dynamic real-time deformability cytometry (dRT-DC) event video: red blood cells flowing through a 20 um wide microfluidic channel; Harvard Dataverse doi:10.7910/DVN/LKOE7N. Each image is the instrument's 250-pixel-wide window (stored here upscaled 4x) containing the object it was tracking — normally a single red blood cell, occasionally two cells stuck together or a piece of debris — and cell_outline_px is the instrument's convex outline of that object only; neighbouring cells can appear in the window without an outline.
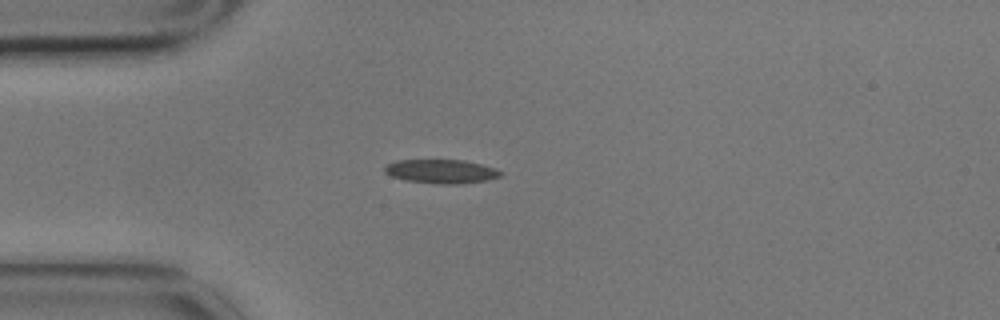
{"species": "common noctule bat (a hibernating species)", "species_latin": "Nyctalus noctula", "temperature_condition": "cold", "stored_images_in_passage": 6, "camera_frame_rate_fps": 3000, "um_per_image_px": 0.085, "animal": {"sex": "male", "body_mass_g": 17.9}, "frame": {"image": 1, "passage_image": 4, "time_ms": 1.0, "image_size_px": [1000, 320], "cell_outline_px": [[504, 172], [500, 176], [488, 180], [460, 184], [440, 184], [404, 180], [392, 176], [384, 172], [384, 168], [388, 164], [396, 160], [464, 160], [496, 168]], "centroid_in_image_um": [37.53, 14.57], "position_along_channel_um": 47.5, "area_um2": 16.18}}